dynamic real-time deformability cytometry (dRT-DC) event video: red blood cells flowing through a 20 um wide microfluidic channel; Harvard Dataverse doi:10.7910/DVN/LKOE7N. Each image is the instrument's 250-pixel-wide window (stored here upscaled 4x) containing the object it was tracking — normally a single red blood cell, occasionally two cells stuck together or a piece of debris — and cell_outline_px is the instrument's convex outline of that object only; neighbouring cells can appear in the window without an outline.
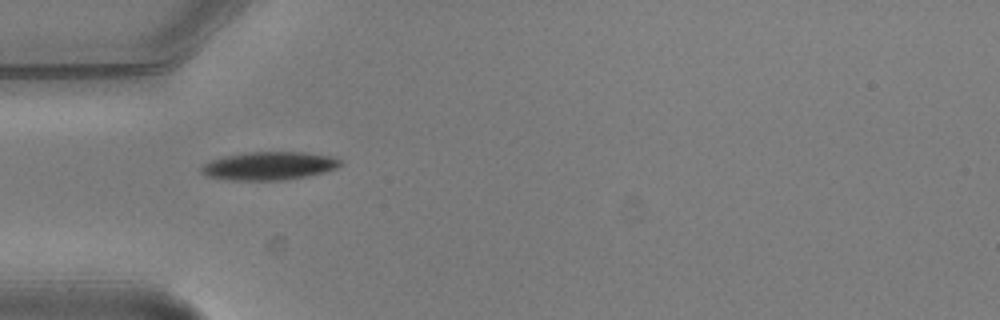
{"species": "common noctule bat (a hibernating species)", "species_latin": "Nyctalus noctula", "temperature_condition": "warm", "stored_images_in_passage": 2, "camera_frame_rate_fps": 3000, "um_per_image_px": 0.085, "animal": {"sex": "male", "body_mass_g": 20.5, "forearm_length_mm": 52.5}, "frame": {"image": 1, "passage_image": 1, "time_ms": 0.0, "image_size_px": [1000, 320], "cell_outline_px": [[340, 164], [336, 168], [324, 172], [284, 180], [228, 180], [208, 176], [200, 172], [200, 168], [204, 164], [212, 160], [224, 156], [248, 152], [304, 152], [328, 156], [340, 160]], "centroid_in_image_um": [22.82, 14.1], "position_along_channel_um": 62.2, "area_um2": 22.54}}